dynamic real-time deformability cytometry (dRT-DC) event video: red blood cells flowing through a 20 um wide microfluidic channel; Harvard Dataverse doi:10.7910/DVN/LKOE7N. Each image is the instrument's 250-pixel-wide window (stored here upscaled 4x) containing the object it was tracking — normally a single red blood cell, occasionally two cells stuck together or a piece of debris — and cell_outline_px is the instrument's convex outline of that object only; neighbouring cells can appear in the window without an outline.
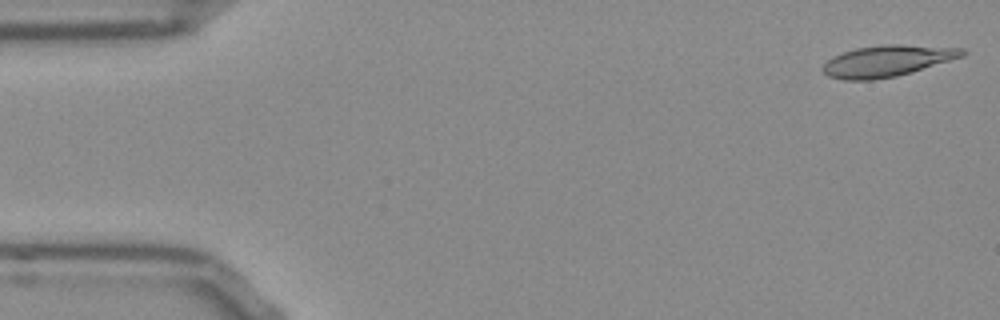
{"species": "Egyptian fruit bat (a non-hibernating species)", "species_latin": "Rousettus aegyptiacus", "temperature_condition": "room temperature", "stored_images_in_passage": 52, "camera_frame_rate_fps": 3000, "um_per_image_px": 0.085, "frame": {"image": 1, "passage_image": 1, "time_ms": 0.0, "image_size_px": [1000, 320], "cell_outline_px": [[968, 52], [964, 56], [896, 76], [872, 80], [844, 80], [828, 76], [820, 68], [832, 56], [856, 48], [884, 44], [900, 44], [964, 48]], "centroid_in_image_um": [75.4, 5.17], "position_along_channel_um": 9.6, "area_um2": 25.37}}
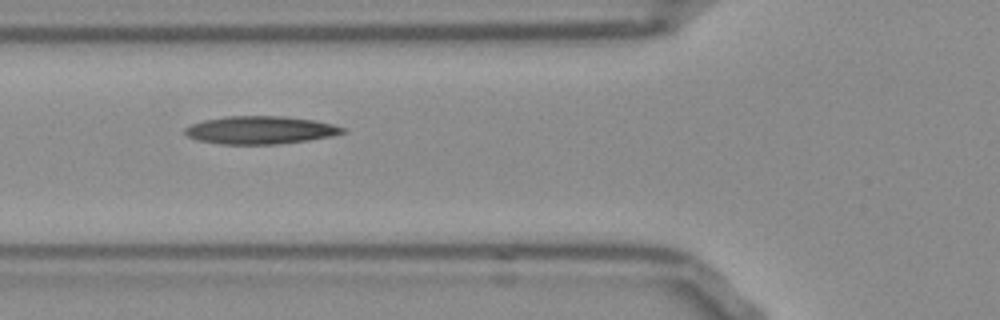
{"frame": {"image": 2, "passage_image": 18, "time_ms": 5.667, "image_size_px": [1000, 320], "cell_outline_px": [[348, 132], [332, 136], [308, 140], [276, 144], [220, 144], [200, 140], [188, 136], [184, 132], [184, 128], [192, 124], [204, 120], [228, 116], [288, 116], [316, 120], [332, 124], [344, 128]], "centroid_in_image_um": [22.17, 11.05], "position_along_channel_um": 103.6, "area_um2": 25.61}}
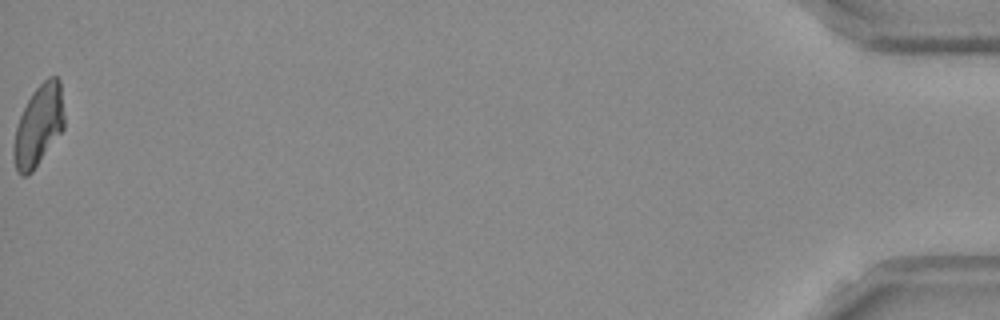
{"frame": {"image": 3, "passage_image": 52, "time_ms": 17.0, "image_size_px": [1000, 320], "cell_outline_px": [[64, 128], [32, 172], [28, 176], [20, 176], [16, 172], [12, 156], [12, 152], [16, 128], [20, 116], [32, 92], [48, 76], [56, 76], [60, 80], [64, 116]], "centroid_in_image_um": [3.26, 10.7], "position_along_channel_um": 431.9, "area_um2": 23.87}, "authors_computed_cell_mechanics": {"area_um2": 24.7384, "velocity_mm_per_s": 3.8286, "shape_relaxation_time_tau1_ms": null, "shape_relaxation_time_tau2_ms": 8.1432, "deformation_change_tau1": null, "deformation_change_tau2": 0.1908}}